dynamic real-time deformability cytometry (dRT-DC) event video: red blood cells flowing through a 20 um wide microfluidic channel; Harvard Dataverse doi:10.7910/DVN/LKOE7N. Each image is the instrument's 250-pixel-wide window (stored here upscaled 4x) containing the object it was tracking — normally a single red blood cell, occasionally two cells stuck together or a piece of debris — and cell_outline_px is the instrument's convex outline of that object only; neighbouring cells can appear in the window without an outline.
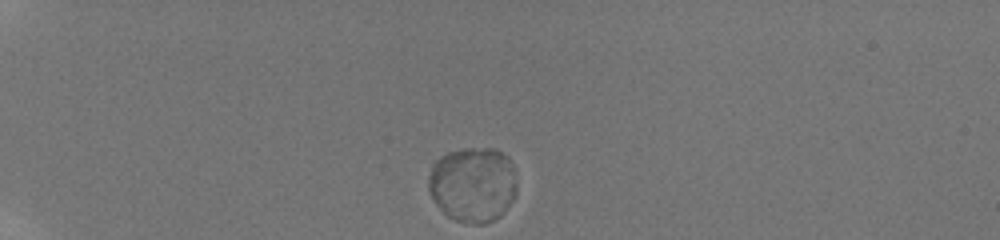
{"species": "human", "species_latin": "Homo sapiens", "temperature_condition": "room temperature", "stored_images_in_passage": 8, "camera_frame_rate_fps": 3000, "um_per_image_px": 0.085, "donor": {"sex": "male"}, "frame": {"image": 1, "passage_image": 1, "time_ms": 0.0, "image_size_px": [1000, 240], "cell_outline_px": [[516, 196], [504, 212], [500, 216], [484, 224], [472, 224], [456, 220], [448, 216], [432, 200], [428, 188], [428, 176], [432, 164], [440, 156], [448, 152], [468, 148], [496, 148], [508, 156], [512, 164], [516, 184]], "centroid_in_image_um": [40.19, 15.67], "position_along_channel_um": 44.8, "area_um2": 39.13}}